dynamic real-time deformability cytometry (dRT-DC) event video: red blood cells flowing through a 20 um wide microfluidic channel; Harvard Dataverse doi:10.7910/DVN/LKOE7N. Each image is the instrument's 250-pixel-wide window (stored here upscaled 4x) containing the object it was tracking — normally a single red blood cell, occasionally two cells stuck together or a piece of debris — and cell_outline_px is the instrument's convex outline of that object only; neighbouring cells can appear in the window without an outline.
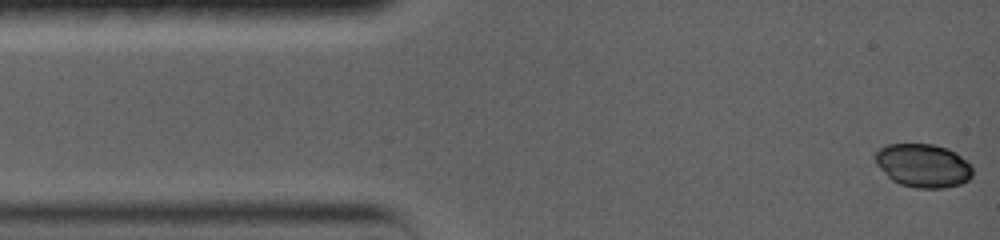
{"species": "common noctule bat (a hibernating species)", "species_latin": "Nyctalus noctula", "temperature_condition": "warm", "stored_images_in_passage": 6, "camera_frame_rate_fps": 5000, "um_per_image_px": 0.085, "animal": {"sex": "female", "body_mass_g": 19.0, "forearm_length_mm": 56.7}, "frame": {"image": 1, "passage_image": 1, "time_ms": 0.0, "image_size_px": [1000, 240], "cell_outline_px": [[972, 176], [968, 180], [960, 184], [944, 188], [916, 188], [900, 184], [892, 180], [876, 164], [876, 152], [880, 148], [888, 144], [932, 144], [948, 148], [956, 152], [972, 168]], "centroid_in_image_um": [78.46, 14.07], "position_along_channel_um": 6.5, "area_um2": 24.51}}
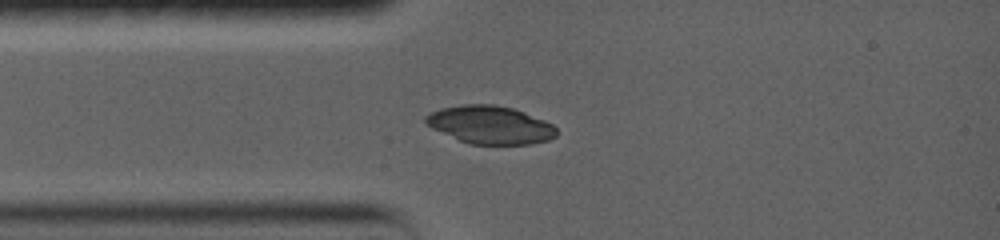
{"frame": {"image": 2, "passage_image": 6, "time_ms": 3.0, "image_size_px": [1000, 240], "cell_outline_px": [[556, 136], [548, 140], [532, 144], [468, 144], [432, 128], [424, 124], [424, 116], [440, 108], [460, 104], [492, 104], [512, 108], [524, 112], [544, 120], [552, 124], [556, 128]], "centroid_in_image_um": [41.64, 10.61], "position_along_channel_um": 43.4, "area_um2": 29.02}}